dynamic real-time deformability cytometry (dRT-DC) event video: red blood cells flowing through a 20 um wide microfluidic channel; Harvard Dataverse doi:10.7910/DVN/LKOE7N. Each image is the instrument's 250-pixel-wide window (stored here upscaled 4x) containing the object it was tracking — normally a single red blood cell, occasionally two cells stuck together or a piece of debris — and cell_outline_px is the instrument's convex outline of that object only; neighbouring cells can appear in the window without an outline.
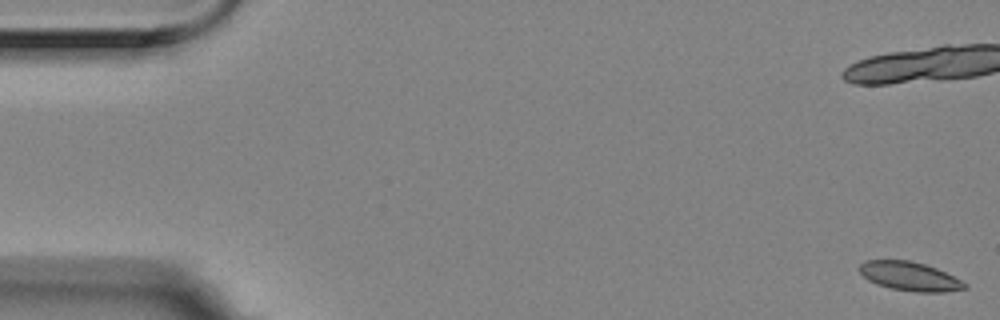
{"species": "Egyptian fruit bat (a non-hibernating species)", "species_latin": "Rousettus aegyptiacus", "temperature_condition": "room temperature", "stored_images_in_passage": 6, "camera_frame_rate_fps": 3000, "um_per_image_px": 0.085, "animal": {"sex": "female"}, "frame": {"image": 1, "passage_image": 1, "time_ms": 0.0, "image_size_px": [1000, 320], "cell_outline_px": [[968, 288], [944, 292], [916, 292], [892, 288], [876, 284], [868, 280], [856, 268], [864, 260], [908, 260], [924, 264], [936, 268], [968, 284]], "centroid_in_image_um": [77.29, 23.48], "position_along_channel_um": 7.7, "area_um2": 17.69}}
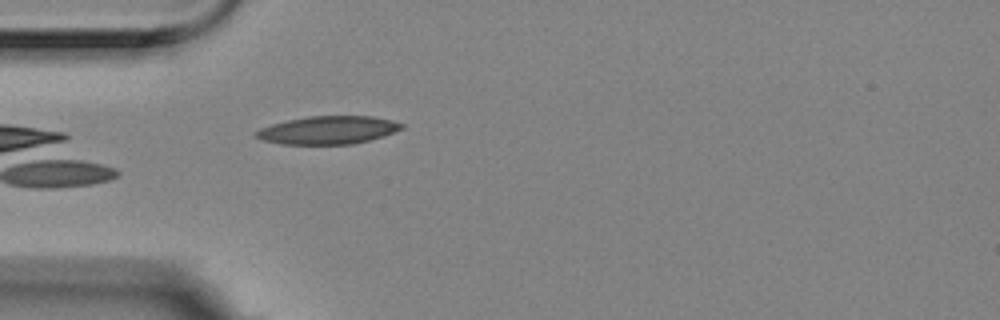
{"frame": {"image": 2, "passage_image": 6, "time_ms": 1.667, "image_size_px": [1000, 320], "cell_outline_px": [[404, 128], [384, 136], [352, 144], [280, 144], [264, 140], [252, 136], [252, 132], [260, 128], [272, 124], [288, 120], [308, 116], [372, 116], [392, 120], [404, 124]], "centroid_in_image_um": [27.86, 11.05], "position_along_channel_um": 57.1, "area_um2": 23.87}}